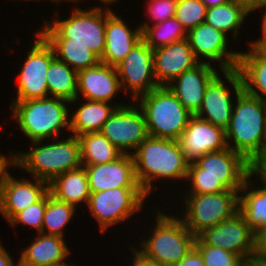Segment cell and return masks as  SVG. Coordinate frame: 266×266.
Returning a JSON list of instances; mask_svg holds the SVG:
<instances>
[{
    "label": "cell",
    "mask_w": 266,
    "mask_h": 266,
    "mask_svg": "<svg viewBox=\"0 0 266 266\" xmlns=\"http://www.w3.org/2000/svg\"><path fill=\"white\" fill-rule=\"evenodd\" d=\"M181 219L197 237L202 231L218 225L239 210V191H222L211 194L184 195ZM185 212V213H184Z\"/></svg>",
    "instance_id": "9c48e42d"
},
{
    "label": "cell",
    "mask_w": 266,
    "mask_h": 266,
    "mask_svg": "<svg viewBox=\"0 0 266 266\" xmlns=\"http://www.w3.org/2000/svg\"><path fill=\"white\" fill-rule=\"evenodd\" d=\"M254 232L238 211L218 225L205 229L195 243H205L233 252L245 260L254 252Z\"/></svg>",
    "instance_id": "2e32d148"
},
{
    "label": "cell",
    "mask_w": 266,
    "mask_h": 266,
    "mask_svg": "<svg viewBox=\"0 0 266 266\" xmlns=\"http://www.w3.org/2000/svg\"><path fill=\"white\" fill-rule=\"evenodd\" d=\"M132 29V30H131ZM142 39L139 26L133 30L109 7L106 9L105 50L100 62L116 66Z\"/></svg>",
    "instance_id": "603a6c76"
},
{
    "label": "cell",
    "mask_w": 266,
    "mask_h": 266,
    "mask_svg": "<svg viewBox=\"0 0 266 266\" xmlns=\"http://www.w3.org/2000/svg\"><path fill=\"white\" fill-rule=\"evenodd\" d=\"M88 177L90 192L115 188H141L135 175L133 155L122 154L115 161L97 165H82Z\"/></svg>",
    "instance_id": "ac0fdd59"
},
{
    "label": "cell",
    "mask_w": 266,
    "mask_h": 266,
    "mask_svg": "<svg viewBox=\"0 0 266 266\" xmlns=\"http://www.w3.org/2000/svg\"><path fill=\"white\" fill-rule=\"evenodd\" d=\"M132 155L137 181L148 197L157 188L153 179H187L189 162L178 140L149 136Z\"/></svg>",
    "instance_id": "7a4b0ae2"
},
{
    "label": "cell",
    "mask_w": 266,
    "mask_h": 266,
    "mask_svg": "<svg viewBox=\"0 0 266 266\" xmlns=\"http://www.w3.org/2000/svg\"><path fill=\"white\" fill-rule=\"evenodd\" d=\"M119 91L121 92L122 88L116 66L99 62L93 67L78 72L77 99L70 104H77L81 96L85 100L111 103L116 94L120 93Z\"/></svg>",
    "instance_id": "d6986e66"
},
{
    "label": "cell",
    "mask_w": 266,
    "mask_h": 266,
    "mask_svg": "<svg viewBox=\"0 0 266 266\" xmlns=\"http://www.w3.org/2000/svg\"><path fill=\"white\" fill-rule=\"evenodd\" d=\"M175 266H205L200 252L193 247L192 250Z\"/></svg>",
    "instance_id": "b9f144b4"
},
{
    "label": "cell",
    "mask_w": 266,
    "mask_h": 266,
    "mask_svg": "<svg viewBox=\"0 0 266 266\" xmlns=\"http://www.w3.org/2000/svg\"><path fill=\"white\" fill-rule=\"evenodd\" d=\"M237 69L242 78L243 90L266 102V51L251 46L248 53L240 51Z\"/></svg>",
    "instance_id": "484cf974"
},
{
    "label": "cell",
    "mask_w": 266,
    "mask_h": 266,
    "mask_svg": "<svg viewBox=\"0 0 266 266\" xmlns=\"http://www.w3.org/2000/svg\"><path fill=\"white\" fill-rule=\"evenodd\" d=\"M262 9H265L264 10V13H263V16H262V23H261V37L259 39H257L256 41H249L250 43L249 46H251L252 48L256 49V50H259V51H266V7L264 8H261Z\"/></svg>",
    "instance_id": "7bdbcfd3"
},
{
    "label": "cell",
    "mask_w": 266,
    "mask_h": 266,
    "mask_svg": "<svg viewBox=\"0 0 266 266\" xmlns=\"http://www.w3.org/2000/svg\"><path fill=\"white\" fill-rule=\"evenodd\" d=\"M60 266H76V265H71V263L70 264H68V263H65V264H63V265H60Z\"/></svg>",
    "instance_id": "816d5d0a"
},
{
    "label": "cell",
    "mask_w": 266,
    "mask_h": 266,
    "mask_svg": "<svg viewBox=\"0 0 266 266\" xmlns=\"http://www.w3.org/2000/svg\"><path fill=\"white\" fill-rule=\"evenodd\" d=\"M46 41L52 46L55 57L76 72L100 62V59L83 44L69 43V39H46Z\"/></svg>",
    "instance_id": "1f68e13d"
},
{
    "label": "cell",
    "mask_w": 266,
    "mask_h": 266,
    "mask_svg": "<svg viewBox=\"0 0 266 266\" xmlns=\"http://www.w3.org/2000/svg\"><path fill=\"white\" fill-rule=\"evenodd\" d=\"M254 253L266 258V226L254 234Z\"/></svg>",
    "instance_id": "60d3db41"
},
{
    "label": "cell",
    "mask_w": 266,
    "mask_h": 266,
    "mask_svg": "<svg viewBox=\"0 0 266 266\" xmlns=\"http://www.w3.org/2000/svg\"><path fill=\"white\" fill-rule=\"evenodd\" d=\"M142 39L150 48L157 49L187 37V31L176 17L151 25L140 23Z\"/></svg>",
    "instance_id": "d6a6232c"
},
{
    "label": "cell",
    "mask_w": 266,
    "mask_h": 266,
    "mask_svg": "<svg viewBox=\"0 0 266 266\" xmlns=\"http://www.w3.org/2000/svg\"><path fill=\"white\" fill-rule=\"evenodd\" d=\"M137 102L151 137L178 140L193 116L167 86L152 90Z\"/></svg>",
    "instance_id": "ba28073f"
},
{
    "label": "cell",
    "mask_w": 266,
    "mask_h": 266,
    "mask_svg": "<svg viewBox=\"0 0 266 266\" xmlns=\"http://www.w3.org/2000/svg\"><path fill=\"white\" fill-rule=\"evenodd\" d=\"M76 207L55 199L46 193V211L43 217L42 234L64 237L65 226L73 218ZM47 228V229H46Z\"/></svg>",
    "instance_id": "836d02e7"
},
{
    "label": "cell",
    "mask_w": 266,
    "mask_h": 266,
    "mask_svg": "<svg viewBox=\"0 0 266 266\" xmlns=\"http://www.w3.org/2000/svg\"><path fill=\"white\" fill-rule=\"evenodd\" d=\"M207 8L201 0H178L175 17L188 32L206 20Z\"/></svg>",
    "instance_id": "e575fe53"
},
{
    "label": "cell",
    "mask_w": 266,
    "mask_h": 266,
    "mask_svg": "<svg viewBox=\"0 0 266 266\" xmlns=\"http://www.w3.org/2000/svg\"><path fill=\"white\" fill-rule=\"evenodd\" d=\"M0 266H19L18 260L17 264H15L14 260L10 255V252H8L5 246L1 244V241H0Z\"/></svg>",
    "instance_id": "f6af8a7d"
},
{
    "label": "cell",
    "mask_w": 266,
    "mask_h": 266,
    "mask_svg": "<svg viewBox=\"0 0 266 266\" xmlns=\"http://www.w3.org/2000/svg\"><path fill=\"white\" fill-rule=\"evenodd\" d=\"M228 36L204 22L188 31L186 38L194 56L200 63L217 62L221 72L236 69L239 64L240 52L227 50V46H229ZM201 57L206 59L203 60Z\"/></svg>",
    "instance_id": "9a60e30c"
},
{
    "label": "cell",
    "mask_w": 266,
    "mask_h": 266,
    "mask_svg": "<svg viewBox=\"0 0 266 266\" xmlns=\"http://www.w3.org/2000/svg\"><path fill=\"white\" fill-rule=\"evenodd\" d=\"M10 157L5 156L0 153V189L4 184L6 176L9 174V167L13 166L15 168V153L14 151L10 150Z\"/></svg>",
    "instance_id": "ab89813d"
},
{
    "label": "cell",
    "mask_w": 266,
    "mask_h": 266,
    "mask_svg": "<svg viewBox=\"0 0 266 266\" xmlns=\"http://www.w3.org/2000/svg\"><path fill=\"white\" fill-rule=\"evenodd\" d=\"M178 0H147V16L151 18L152 25L175 17ZM155 21V22H154Z\"/></svg>",
    "instance_id": "74e56055"
},
{
    "label": "cell",
    "mask_w": 266,
    "mask_h": 266,
    "mask_svg": "<svg viewBox=\"0 0 266 266\" xmlns=\"http://www.w3.org/2000/svg\"><path fill=\"white\" fill-rule=\"evenodd\" d=\"M68 3L69 2H72V3H79V1H81V0H66ZM100 1V3H103L104 5H106L107 7H108V4H109V6H111V4H117L118 2L117 1H119V0H99Z\"/></svg>",
    "instance_id": "681fc988"
},
{
    "label": "cell",
    "mask_w": 266,
    "mask_h": 266,
    "mask_svg": "<svg viewBox=\"0 0 266 266\" xmlns=\"http://www.w3.org/2000/svg\"><path fill=\"white\" fill-rule=\"evenodd\" d=\"M134 245L131 246V249L134 253L131 266H160L153 259L146 257L138 248H134Z\"/></svg>",
    "instance_id": "ee69618b"
},
{
    "label": "cell",
    "mask_w": 266,
    "mask_h": 266,
    "mask_svg": "<svg viewBox=\"0 0 266 266\" xmlns=\"http://www.w3.org/2000/svg\"><path fill=\"white\" fill-rule=\"evenodd\" d=\"M250 13L251 11L244 4L232 0L228 3L208 8L205 22L226 35L232 31L230 36L232 35V38L237 39L240 36L238 34L239 30Z\"/></svg>",
    "instance_id": "f1b7e54d"
},
{
    "label": "cell",
    "mask_w": 266,
    "mask_h": 266,
    "mask_svg": "<svg viewBox=\"0 0 266 266\" xmlns=\"http://www.w3.org/2000/svg\"><path fill=\"white\" fill-rule=\"evenodd\" d=\"M244 4L251 12L266 7V0H236Z\"/></svg>",
    "instance_id": "bcb514c9"
},
{
    "label": "cell",
    "mask_w": 266,
    "mask_h": 266,
    "mask_svg": "<svg viewBox=\"0 0 266 266\" xmlns=\"http://www.w3.org/2000/svg\"><path fill=\"white\" fill-rule=\"evenodd\" d=\"M235 100L226 130L227 144L251 163L266 149V102L244 90Z\"/></svg>",
    "instance_id": "3957f363"
},
{
    "label": "cell",
    "mask_w": 266,
    "mask_h": 266,
    "mask_svg": "<svg viewBox=\"0 0 266 266\" xmlns=\"http://www.w3.org/2000/svg\"><path fill=\"white\" fill-rule=\"evenodd\" d=\"M249 175L250 163L229 147L209 152L189 163L186 180L191 182L187 194L239 191Z\"/></svg>",
    "instance_id": "6da1fadb"
},
{
    "label": "cell",
    "mask_w": 266,
    "mask_h": 266,
    "mask_svg": "<svg viewBox=\"0 0 266 266\" xmlns=\"http://www.w3.org/2000/svg\"><path fill=\"white\" fill-rule=\"evenodd\" d=\"M199 63L187 38L154 49V76L159 86H167Z\"/></svg>",
    "instance_id": "44dd1931"
},
{
    "label": "cell",
    "mask_w": 266,
    "mask_h": 266,
    "mask_svg": "<svg viewBox=\"0 0 266 266\" xmlns=\"http://www.w3.org/2000/svg\"><path fill=\"white\" fill-rule=\"evenodd\" d=\"M48 191L57 200L72 204L77 208L80 203H88L90 189L85 167L67 171L55 177L48 184Z\"/></svg>",
    "instance_id": "d4e9b609"
},
{
    "label": "cell",
    "mask_w": 266,
    "mask_h": 266,
    "mask_svg": "<svg viewBox=\"0 0 266 266\" xmlns=\"http://www.w3.org/2000/svg\"><path fill=\"white\" fill-rule=\"evenodd\" d=\"M13 1H16V0H13ZM19 1V0H18ZM21 1V0H20ZM24 1H31V0H24ZM32 1H35V0H32ZM37 1H39V0H37ZM44 1V0H43ZM49 2H51V1H53V3L55 2V3H58L59 1L60 2H63V1H65V3H66V0H48Z\"/></svg>",
    "instance_id": "f907efd6"
},
{
    "label": "cell",
    "mask_w": 266,
    "mask_h": 266,
    "mask_svg": "<svg viewBox=\"0 0 266 266\" xmlns=\"http://www.w3.org/2000/svg\"><path fill=\"white\" fill-rule=\"evenodd\" d=\"M156 212L153 214L156 224L149 230L151 236L141 239L139 250L160 266H175L195 246L196 237L181 218L160 210Z\"/></svg>",
    "instance_id": "8992f818"
},
{
    "label": "cell",
    "mask_w": 266,
    "mask_h": 266,
    "mask_svg": "<svg viewBox=\"0 0 266 266\" xmlns=\"http://www.w3.org/2000/svg\"><path fill=\"white\" fill-rule=\"evenodd\" d=\"M87 101V102H86ZM77 107L70 117V132L80 136L90 132H100L104 123L116 108L125 104H113L103 101L86 100Z\"/></svg>",
    "instance_id": "4316f807"
},
{
    "label": "cell",
    "mask_w": 266,
    "mask_h": 266,
    "mask_svg": "<svg viewBox=\"0 0 266 266\" xmlns=\"http://www.w3.org/2000/svg\"><path fill=\"white\" fill-rule=\"evenodd\" d=\"M43 144L44 140L32 141L33 149L15 153V167L48 184L58 175L82 166L80 142L70 133L65 140ZM43 144V145H42Z\"/></svg>",
    "instance_id": "277c9868"
},
{
    "label": "cell",
    "mask_w": 266,
    "mask_h": 266,
    "mask_svg": "<svg viewBox=\"0 0 266 266\" xmlns=\"http://www.w3.org/2000/svg\"><path fill=\"white\" fill-rule=\"evenodd\" d=\"M46 211V194L35 204L30 205L18 212L10 221L9 225L15 228L18 224L28 225L36 229V233H42L43 217Z\"/></svg>",
    "instance_id": "8d00e7d4"
},
{
    "label": "cell",
    "mask_w": 266,
    "mask_h": 266,
    "mask_svg": "<svg viewBox=\"0 0 266 266\" xmlns=\"http://www.w3.org/2000/svg\"><path fill=\"white\" fill-rule=\"evenodd\" d=\"M194 247L200 252L205 266H243L246 262L243 257L219 247L205 243H195Z\"/></svg>",
    "instance_id": "d590c367"
},
{
    "label": "cell",
    "mask_w": 266,
    "mask_h": 266,
    "mask_svg": "<svg viewBox=\"0 0 266 266\" xmlns=\"http://www.w3.org/2000/svg\"><path fill=\"white\" fill-rule=\"evenodd\" d=\"M251 177L250 174L239 190L238 211L255 233L266 226V188L262 184H259L260 187L254 186L253 182L256 181H252Z\"/></svg>",
    "instance_id": "83f0119b"
},
{
    "label": "cell",
    "mask_w": 266,
    "mask_h": 266,
    "mask_svg": "<svg viewBox=\"0 0 266 266\" xmlns=\"http://www.w3.org/2000/svg\"><path fill=\"white\" fill-rule=\"evenodd\" d=\"M65 238L38 233L28 247L23 248L19 266H60L71 254Z\"/></svg>",
    "instance_id": "cb8c5ba5"
},
{
    "label": "cell",
    "mask_w": 266,
    "mask_h": 266,
    "mask_svg": "<svg viewBox=\"0 0 266 266\" xmlns=\"http://www.w3.org/2000/svg\"><path fill=\"white\" fill-rule=\"evenodd\" d=\"M12 118L25 137L32 141L58 138L63 128L70 131L69 101L47 97L23 101H10Z\"/></svg>",
    "instance_id": "5b68a950"
},
{
    "label": "cell",
    "mask_w": 266,
    "mask_h": 266,
    "mask_svg": "<svg viewBox=\"0 0 266 266\" xmlns=\"http://www.w3.org/2000/svg\"><path fill=\"white\" fill-rule=\"evenodd\" d=\"M221 73H223L222 75L226 81L231 84L230 87L233 86L235 98H233L232 93H230L231 90L227 88V85L218 73L206 87L202 106L196 116L226 131L233 114L235 101L233 99H236L243 91V82L237 68L225 70Z\"/></svg>",
    "instance_id": "4fadbf2b"
},
{
    "label": "cell",
    "mask_w": 266,
    "mask_h": 266,
    "mask_svg": "<svg viewBox=\"0 0 266 266\" xmlns=\"http://www.w3.org/2000/svg\"><path fill=\"white\" fill-rule=\"evenodd\" d=\"M78 6L67 19L47 20L39 33L45 39H69V43L83 44L100 60L105 50L106 9L94 6L88 10Z\"/></svg>",
    "instance_id": "52a82bcc"
},
{
    "label": "cell",
    "mask_w": 266,
    "mask_h": 266,
    "mask_svg": "<svg viewBox=\"0 0 266 266\" xmlns=\"http://www.w3.org/2000/svg\"><path fill=\"white\" fill-rule=\"evenodd\" d=\"M204 5L206 6V8H211V7H215V6H218V5H222V4H225V3H228L232 0H201Z\"/></svg>",
    "instance_id": "c3c4849f"
},
{
    "label": "cell",
    "mask_w": 266,
    "mask_h": 266,
    "mask_svg": "<svg viewBox=\"0 0 266 266\" xmlns=\"http://www.w3.org/2000/svg\"><path fill=\"white\" fill-rule=\"evenodd\" d=\"M250 266H266V258L254 252L246 259Z\"/></svg>",
    "instance_id": "7dc6e473"
},
{
    "label": "cell",
    "mask_w": 266,
    "mask_h": 266,
    "mask_svg": "<svg viewBox=\"0 0 266 266\" xmlns=\"http://www.w3.org/2000/svg\"><path fill=\"white\" fill-rule=\"evenodd\" d=\"M49 97L69 102L77 99L78 72L56 57L50 62L46 74Z\"/></svg>",
    "instance_id": "f546056e"
},
{
    "label": "cell",
    "mask_w": 266,
    "mask_h": 266,
    "mask_svg": "<svg viewBox=\"0 0 266 266\" xmlns=\"http://www.w3.org/2000/svg\"><path fill=\"white\" fill-rule=\"evenodd\" d=\"M77 137L82 165L110 163L123 154L101 132L85 133Z\"/></svg>",
    "instance_id": "4dcf8cb0"
},
{
    "label": "cell",
    "mask_w": 266,
    "mask_h": 266,
    "mask_svg": "<svg viewBox=\"0 0 266 266\" xmlns=\"http://www.w3.org/2000/svg\"><path fill=\"white\" fill-rule=\"evenodd\" d=\"M178 143L189 163L201 156L228 148L226 131L193 115Z\"/></svg>",
    "instance_id": "e0dca14e"
},
{
    "label": "cell",
    "mask_w": 266,
    "mask_h": 266,
    "mask_svg": "<svg viewBox=\"0 0 266 266\" xmlns=\"http://www.w3.org/2000/svg\"><path fill=\"white\" fill-rule=\"evenodd\" d=\"M147 197L142 188H115L91 192L87 207L104 234L110 226L129 220L143 209Z\"/></svg>",
    "instance_id": "30bf717a"
},
{
    "label": "cell",
    "mask_w": 266,
    "mask_h": 266,
    "mask_svg": "<svg viewBox=\"0 0 266 266\" xmlns=\"http://www.w3.org/2000/svg\"><path fill=\"white\" fill-rule=\"evenodd\" d=\"M215 69L212 64L201 62L167 85L192 115H196L200 110L206 87L219 73Z\"/></svg>",
    "instance_id": "7402d4cb"
},
{
    "label": "cell",
    "mask_w": 266,
    "mask_h": 266,
    "mask_svg": "<svg viewBox=\"0 0 266 266\" xmlns=\"http://www.w3.org/2000/svg\"><path fill=\"white\" fill-rule=\"evenodd\" d=\"M116 70L123 92L131 91L134 102L160 87L154 76V49L143 39L116 65Z\"/></svg>",
    "instance_id": "8fae6325"
},
{
    "label": "cell",
    "mask_w": 266,
    "mask_h": 266,
    "mask_svg": "<svg viewBox=\"0 0 266 266\" xmlns=\"http://www.w3.org/2000/svg\"><path fill=\"white\" fill-rule=\"evenodd\" d=\"M10 174L6 176L0 189V212L8 222L18 212L35 204L48 192L46 181L37 178L31 181L24 177L17 179Z\"/></svg>",
    "instance_id": "ffe728a7"
},
{
    "label": "cell",
    "mask_w": 266,
    "mask_h": 266,
    "mask_svg": "<svg viewBox=\"0 0 266 266\" xmlns=\"http://www.w3.org/2000/svg\"><path fill=\"white\" fill-rule=\"evenodd\" d=\"M100 132L123 154H133L149 137L144 114L134 102L116 108Z\"/></svg>",
    "instance_id": "5bb4252c"
},
{
    "label": "cell",
    "mask_w": 266,
    "mask_h": 266,
    "mask_svg": "<svg viewBox=\"0 0 266 266\" xmlns=\"http://www.w3.org/2000/svg\"><path fill=\"white\" fill-rule=\"evenodd\" d=\"M250 174L252 178L258 176L260 184L266 188V149L250 163Z\"/></svg>",
    "instance_id": "f35d334b"
},
{
    "label": "cell",
    "mask_w": 266,
    "mask_h": 266,
    "mask_svg": "<svg viewBox=\"0 0 266 266\" xmlns=\"http://www.w3.org/2000/svg\"><path fill=\"white\" fill-rule=\"evenodd\" d=\"M37 39L30 44L28 55L18 74L15 101L49 97L46 74L50 62L55 58L52 46L37 31Z\"/></svg>",
    "instance_id": "7c38bea8"
}]
</instances>
